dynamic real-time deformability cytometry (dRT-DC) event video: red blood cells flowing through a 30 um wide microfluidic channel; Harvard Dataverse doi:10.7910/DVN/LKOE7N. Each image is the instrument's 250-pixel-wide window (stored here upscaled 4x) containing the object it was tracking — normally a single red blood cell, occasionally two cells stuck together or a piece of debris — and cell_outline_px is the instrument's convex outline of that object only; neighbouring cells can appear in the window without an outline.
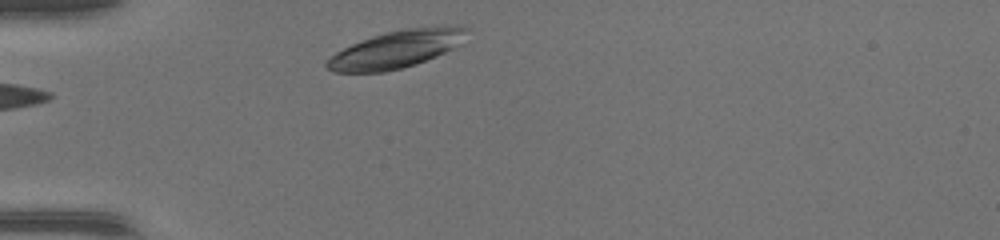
{"species": "common noctule bat (a hibernating species)", "species_latin": "Nyctalus noctula", "temperature_condition": "warm", "stored_images_in_passage": 33, "camera_frame_rate_fps": 3000, "um_per_image_px": 0.085, "animal": {"sex": "female", "body_mass_g": 17.0, "forearm_length_mm": 48.0}, "frame": {"image": 1, "passage_image": 1, "time_ms": 0.0, "image_size_px": [1000, 240], "cell_outline_px": [[468, 28], [452, 48], [436, 56], [416, 64], [384, 72], [336, 72], [328, 68], [324, 64], [336, 52], [352, 44], [372, 36], [388, 32], [408, 28]], "centroid_in_image_um": [33.54, 4.24], "position_along_channel_um": 51.5, "area_um2": 28.96}}
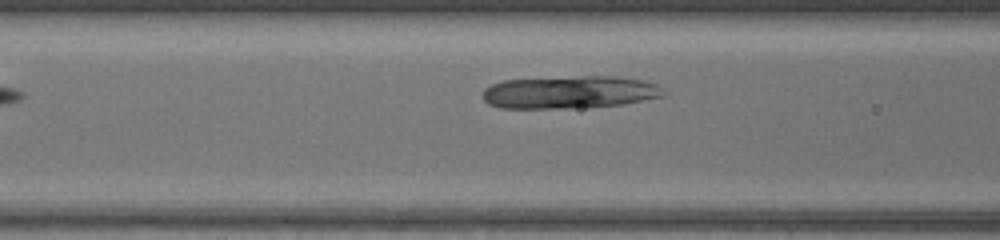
{"frame": {"image": 2, "passage_image": 7, "time_ms": 2.0, "image_size_px": [1000, 240], "cell_outline_px": [[664, 96], [620, 104], [572, 108], [500, 108], [488, 104], [484, 100], [484, 88], [492, 84], [504, 80], [584, 76], [616, 76], [644, 80], [656, 84], [660, 88]], "centroid_in_image_um": [48.38, 7.83], "position_along_channel_um": 118.2, "area_um2": 34.1}}